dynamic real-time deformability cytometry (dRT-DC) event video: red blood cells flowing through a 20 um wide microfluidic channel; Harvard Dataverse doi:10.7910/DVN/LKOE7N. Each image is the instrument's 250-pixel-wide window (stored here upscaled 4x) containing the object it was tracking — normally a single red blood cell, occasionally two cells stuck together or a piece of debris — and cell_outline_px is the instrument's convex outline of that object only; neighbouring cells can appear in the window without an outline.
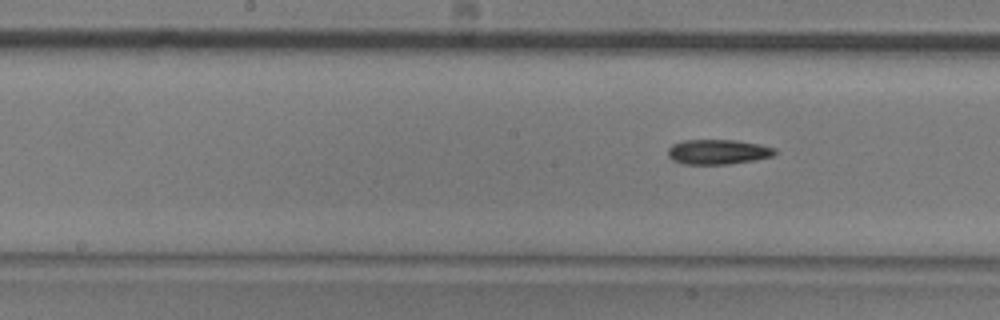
{"species": "common noctule bat (a hibernating species)", "species_latin": "Nyctalus noctula", "temperature_condition": "room temperature", "stored_images_in_passage": 6, "segment_of_instrument_passage": [2, 2], "camera_frame_rate_fps": 3000, "um_per_image_px": 0.085, "animal": {"sex": "male", "body_mass_g": 20.5, "forearm_length_mm": 52.5}, "frame": {"image": 1, "passage_image": 6, "time_ms": 1.667, "image_size_px": [1000, 320], "cell_outline_px": [[780, 152], [772, 156], [756, 160], [728, 164], [684, 164], [672, 160], [668, 156], [668, 148], [672, 144], [684, 140], [736, 140], [760, 144], [776, 148]], "centroid_in_image_um": [61.06, 12.91], "position_along_channel_um": 187.1, "area_um2": 15.72}}